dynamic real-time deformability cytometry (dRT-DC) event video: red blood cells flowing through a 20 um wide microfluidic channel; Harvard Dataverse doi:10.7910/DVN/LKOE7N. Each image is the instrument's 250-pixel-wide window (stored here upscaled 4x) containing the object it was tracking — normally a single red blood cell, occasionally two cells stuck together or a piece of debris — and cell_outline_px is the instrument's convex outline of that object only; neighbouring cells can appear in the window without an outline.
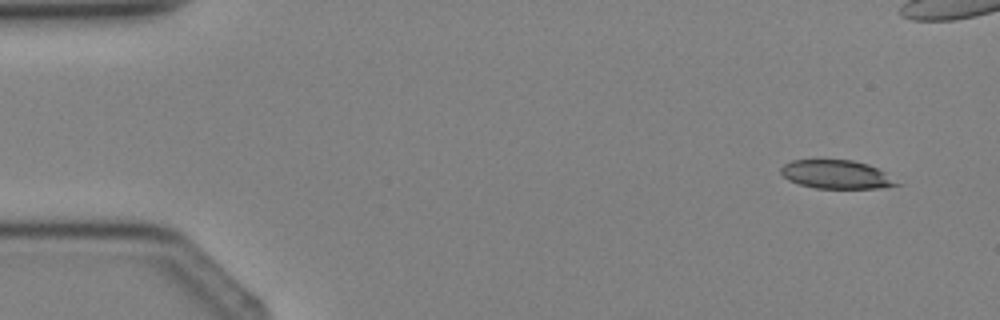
{"species": "Egyptian fruit bat (a non-hibernating species)", "species_latin": "Rousettus aegyptiacus", "temperature_condition": "cold", "stored_images_in_passage": 4, "camera_frame_rate_fps": 3000, "um_per_image_px": 0.085, "animal": {"sex": "female"}, "frame": {"image": 1, "passage_image": 1, "time_ms": 0.0, "image_size_px": [1000, 320], "cell_outline_px": [[904, 184], [880, 188], [816, 188], [800, 184], [788, 180], [780, 172], [780, 168], [784, 164], [792, 160], [852, 160], [868, 164], [884, 172]], "centroid_in_image_um": [71.11, 14.83], "position_along_channel_um": 13.9, "area_um2": 19.25}}